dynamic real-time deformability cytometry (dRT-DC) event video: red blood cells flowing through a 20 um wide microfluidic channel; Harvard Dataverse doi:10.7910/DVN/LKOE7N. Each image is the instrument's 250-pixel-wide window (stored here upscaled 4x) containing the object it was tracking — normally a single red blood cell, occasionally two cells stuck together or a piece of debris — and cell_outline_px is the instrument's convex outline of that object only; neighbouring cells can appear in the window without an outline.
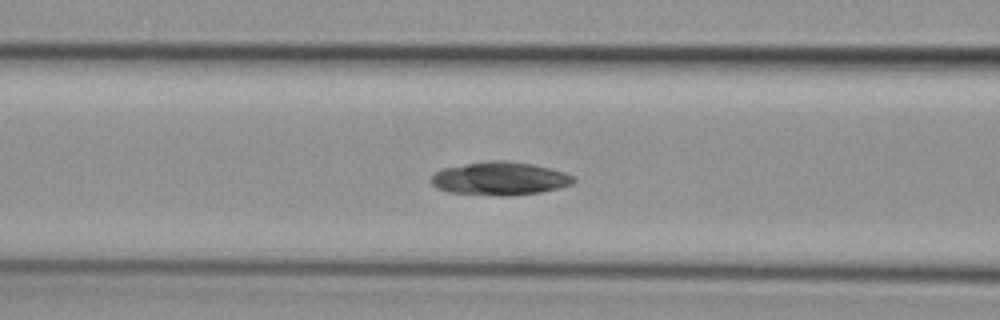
{"species": "common noctule bat (a hibernating species)", "species_latin": "Nyctalus noctula", "temperature_condition": "cold", "stored_images_in_passage": 45, "camera_frame_rate_fps": 3000, "um_per_image_px": 0.085, "animal": {"sex": "female", "body_mass_g": 29.2, "forearm_length_mm": 56.3}, "frame": {"image": 1, "passage_image": 20, "time_ms": 6.333, "image_size_px": [1000, 320], "cell_outline_px": [[576, 180], [572, 184], [540, 192], [512, 196], [500, 196], [448, 192], [436, 188], [432, 184], [432, 176], [436, 172], [444, 168], [492, 160], [504, 160], [532, 164], [564, 172], [576, 176]], "centroid_in_image_um": [42.51, 15.19], "position_along_channel_um": 124.1, "area_um2": 27.4}, "authors_computed_cell_mechanics": {"area_um2": 27.2238, "velocity_mm_per_s": 3.785, "shape_relaxation_time_tau1_ms": null, "shape_relaxation_time_tau2_ms": 2.3307, "deformation_change_tau1": null, "deformation_change_tau2": 0.047}}